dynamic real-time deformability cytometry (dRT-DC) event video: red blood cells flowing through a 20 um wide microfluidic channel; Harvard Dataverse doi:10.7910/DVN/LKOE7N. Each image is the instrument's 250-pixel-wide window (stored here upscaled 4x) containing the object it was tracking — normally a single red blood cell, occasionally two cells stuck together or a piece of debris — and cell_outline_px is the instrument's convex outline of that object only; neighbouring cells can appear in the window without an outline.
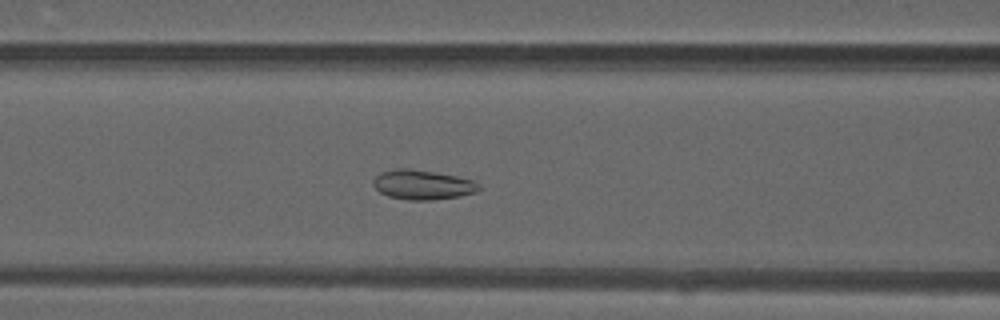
{"species": "common noctule bat (a hibernating species)", "species_latin": "Nyctalus noctula", "temperature_condition": "warm", "stored_images_in_passage": 47, "camera_frame_rate_fps": 3000, "um_per_image_px": 0.085, "animal": {"sex": "male", "forearm_length_mm": 52.5}, "frame": {"image": 1, "passage_image": 18, "time_ms": 5.667, "image_size_px": [1000, 320], "cell_outline_px": [[480, 188], [476, 192], [460, 196], [432, 200], [408, 200], [388, 196], [380, 192], [372, 184], [372, 180], [380, 172], [396, 168], [412, 168], [456, 176], [472, 180], [480, 184]], "centroid_in_image_um": [35.9, 15.7], "position_along_channel_um": 130.7, "area_um2": 18.32}}
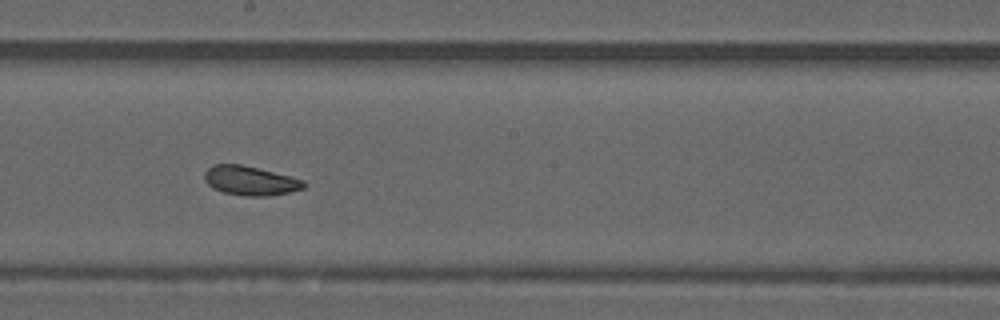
{"frame": {"image": 2, "passage_image": 25, "time_ms": 8.0, "image_size_px": [1000, 320], "cell_outline_px": [[308, 184], [304, 188], [288, 192], [268, 196], [248, 196], [224, 192], [212, 188], [204, 180], [204, 172], [212, 164], [240, 164], [304, 180]], "centroid_in_image_um": [21.25, 15.36], "position_along_channel_um": 227.0, "area_um2": 16.76}}
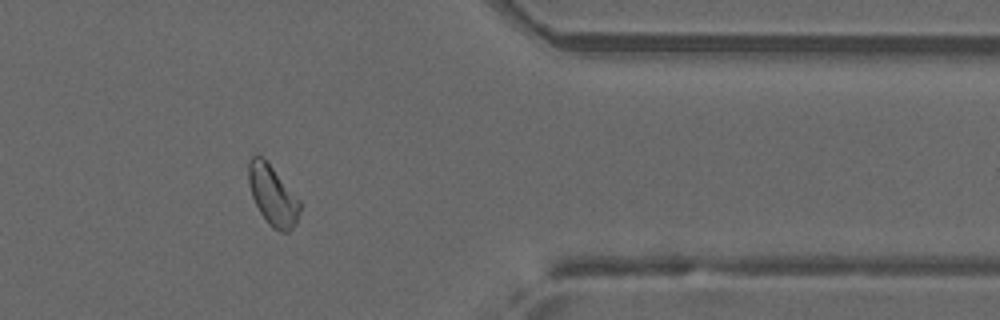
{"frame": {"image": 3, "passage_image": 38, "time_ms": 12.333, "image_size_px": [1000, 320], "cell_outline_px": [[300, 212], [296, 224], [288, 232], [280, 232], [272, 228], [268, 224], [260, 212], [252, 196], [248, 180], [248, 164], [252, 156], [260, 156], [272, 168], [300, 200]], "centroid_in_image_um": [23.19, 16.66], "position_along_channel_um": 388.2, "area_um2": 17.63}, "authors_computed_cell_mechanics": {"area_um2": 18.3226, "velocity_mm_per_s": 4.1345, "shape_relaxation_time_tau1_ms": null, "shape_relaxation_time_tau2_ms": 1.9779, "deformation_change_tau1": null, "deformation_change_tau2": 0.0786}}